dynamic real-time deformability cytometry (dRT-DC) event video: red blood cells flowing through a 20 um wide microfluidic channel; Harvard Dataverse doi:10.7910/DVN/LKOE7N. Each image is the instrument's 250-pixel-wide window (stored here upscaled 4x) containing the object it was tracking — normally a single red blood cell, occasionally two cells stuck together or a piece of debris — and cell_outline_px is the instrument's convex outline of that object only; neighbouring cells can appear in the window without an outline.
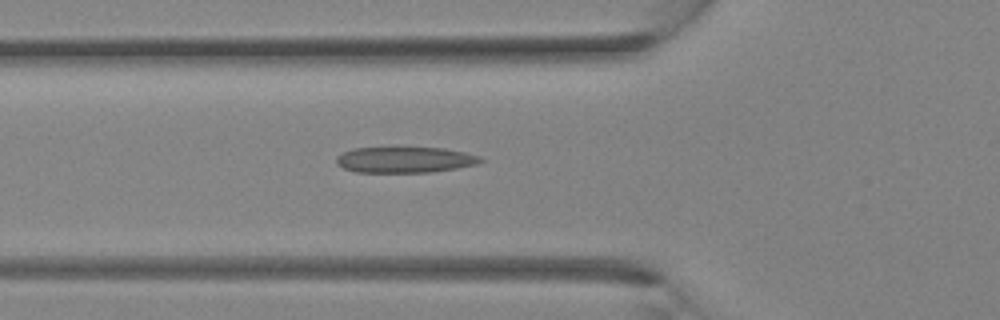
{"species": "Egyptian fruit bat (a non-hibernating species)", "species_latin": "Rousettus aegyptiacus", "temperature_condition": "room temperature", "stored_images_in_passage": 26, "camera_frame_rate_fps": 3000, "um_per_image_px": 0.085, "animal": {"sex": "female"}, "frame": {"image": 1, "passage_image": 4, "time_ms": 1.0, "image_size_px": [1000, 320], "cell_outline_px": [[484, 160], [476, 164], [456, 168], [432, 172], [356, 172], [344, 168], [336, 164], [336, 156], [352, 148], [444, 148], [464, 152], [480, 156]], "centroid_in_image_um": [34.4, 13.58], "position_along_channel_um": 91.4, "area_um2": 21.62}}
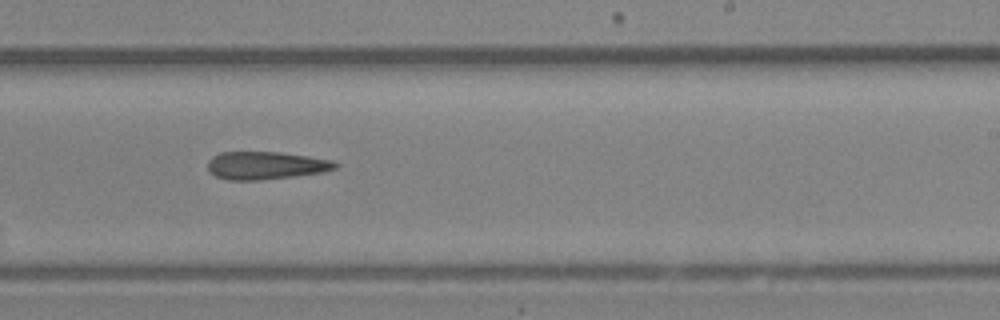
{"frame": {"image": 2, "passage_image": 13, "time_ms": 4.0, "image_size_px": [1000, 320], "cell_outline_px": [[340, 164], [336, 168], [324, 172], [260, 180], [228, 180], [216, 176], [208, 168], [208, 160], [212, 156], [220, 152], [280, 152], [308, 156], [332, 160]], "centroid_in_image_um": [22.6, 14.06], "position_along_channel_um": 266.4, "area_um2": 20.63}}
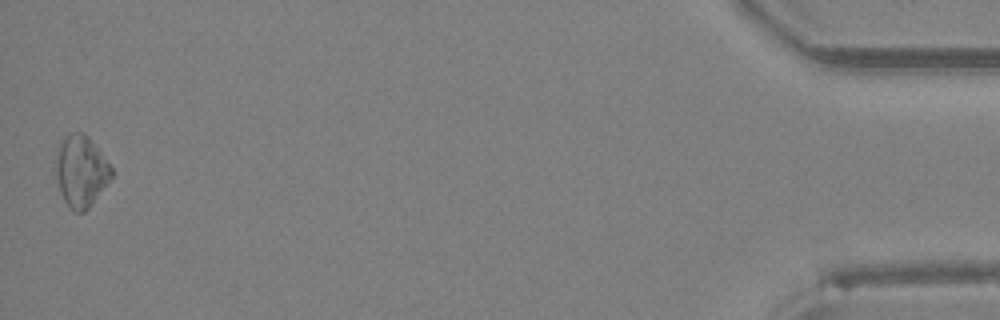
{"frame": {"image": 3, "passage_image": 26, "time_ms": 8.333, "image_size_px": [1000, 320], "cell_outline_px": [[112, 176], [88, 208], [84, 212], [76, 212], [64, 200], [60, 192], [56, 176], [56, 156], [60, 140], [68, 132], [84, 132], [88, 136], [112, 168]], "centroid_in_image_um": [6.85, 14.5], "position_along_channel_um": 428.3, "area_um2": 22.83}}